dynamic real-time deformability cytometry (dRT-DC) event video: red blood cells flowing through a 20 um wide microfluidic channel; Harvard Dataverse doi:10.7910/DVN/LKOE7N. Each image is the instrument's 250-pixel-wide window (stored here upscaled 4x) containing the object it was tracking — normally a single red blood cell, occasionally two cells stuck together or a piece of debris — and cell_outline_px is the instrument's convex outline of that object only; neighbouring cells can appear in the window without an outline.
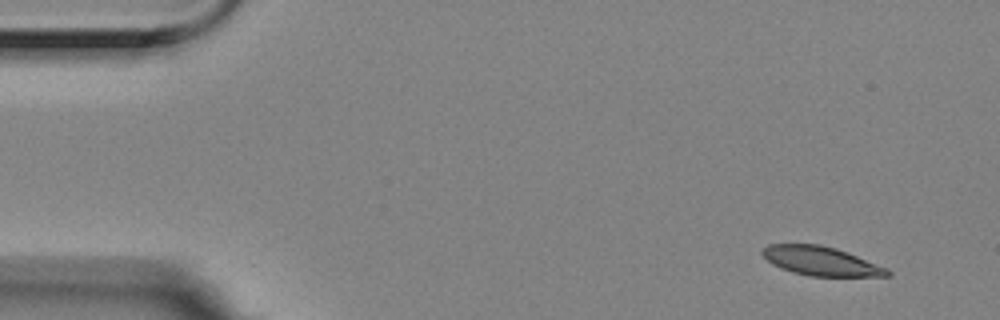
{"species": "Egyptian fruit bat (a non-hibernating species)", "species_latin": "Rousettus aegyptiacus", "temperature_condition": "room temperature", "stored_images_in_passage": 9, "camera_frame_rate_fps": 3000, "um_per_image_px": 0.085, "animal": {"sex": "female"}, "frame": {"image": 1, "passage_image": 1, "time_ms": 0.0, "image_size_px": [1000, 320], "cell_outline_px": [[892, 276], [808, 276], [792, 272], [780, 268], [772, 264], [760, 252], [768, 244], [820, 244], [836, 248], [848, 252], [888, 268], [892, 272]], "centroid_in_image_um": [69.81, 22.19], "position_along_channel_um": 15.2, "area_um2": 21.27}}
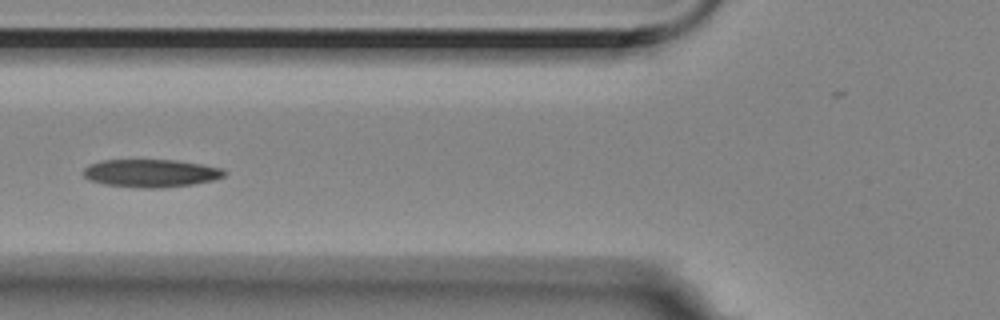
{"frame": {"image": 2, "passage_image": 6, "time_ms": 1.667, "image_size_px": [1000, 320], "cell_outline_px": [[228, 172], [224, 176], [212, 180], [192, 184], [164, 188], [140, 188], [104, 184], [88, 180], [84, 176], [84, 168], [88, 164], [100, 160], [176, 160], [224, 168]], "centroid_in_image_um": [12.82, 14.72], "position_along_channel_um": 113.0, "area_um2": 23.06}}
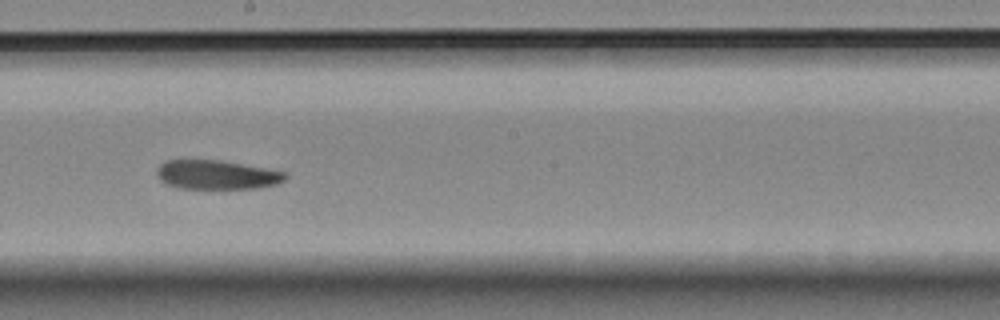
{"frame": {"image": 3, "passage_image": 9, "time_ms": 2.667, "image_size_px": [1000, 320], "cell_outline_px": [[288, 176], [284, 180], [276, 184], [260, 188], [180, 188], [164, 184], [160, 180], [156, 172], [156, 168], [164, 160], [220, 160], [288, 172]], "centroid_in_image_um": [18.41, 14.85], "position_along_channel_um": 229.8, "area_um2": 21.91}}